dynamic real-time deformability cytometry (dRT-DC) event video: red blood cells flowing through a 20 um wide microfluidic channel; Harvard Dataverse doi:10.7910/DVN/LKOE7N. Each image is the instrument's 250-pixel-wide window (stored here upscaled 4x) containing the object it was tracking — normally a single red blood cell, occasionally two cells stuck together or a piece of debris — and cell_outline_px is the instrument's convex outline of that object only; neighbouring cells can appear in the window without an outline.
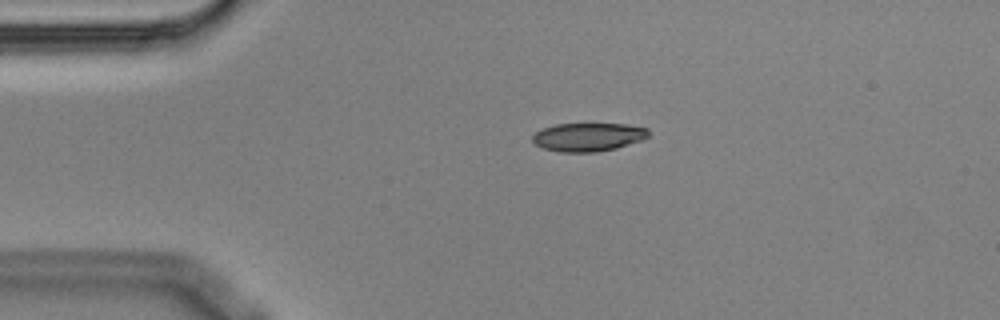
{"species": "Egyptian fruit bat (a non-hibernating species)", "species_latin": "Rousettus aegyptiacus", "temperature_condition": "cold", "stored_images_in_passage": 2, "camera_frame_rate_fps": 3000, "um_per_image_px": 0.085, "animal": {"sex": "male"}, "frame": {"image": 1, "passage_image": 1, "time_ms": 0.0, "image_size_px": [1000, 320], "cell_outline_px": [[648, 136], [644, 140], [616, 148], [596, 152], [560, 152], [544, 148], [536, 144], [532, 140], [532, 136], [536, 132], [544, 128], [556, 124], [624, 124], [648, 128]], "centroid_in_image_um": [50.02, 11.65], "position_along_channel_um": 35.0, "area_um2": 19.13}}